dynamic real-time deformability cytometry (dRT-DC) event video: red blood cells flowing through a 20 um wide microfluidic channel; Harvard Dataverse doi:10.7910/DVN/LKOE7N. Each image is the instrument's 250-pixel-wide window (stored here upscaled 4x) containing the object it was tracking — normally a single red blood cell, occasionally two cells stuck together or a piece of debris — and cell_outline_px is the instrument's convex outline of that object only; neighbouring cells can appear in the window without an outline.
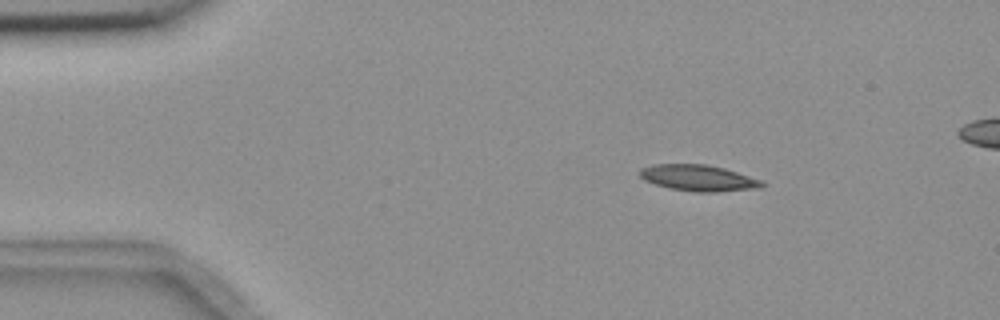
{"species": "common noctule bat (a hibernating species)", "species_latin": "Nyctalus noctula", "temperature_condition": "room temperature", "stored_images_in_passage": 5, "camera_frame_rate_fps": 3000, "um_per_image_px": 0.085, "animal": {"sex": "female", "body_mass_g": 18.4}, "frame": {"image": 1, "passage_image": 2, "time_ms": 2.333, "image_size_px": [1000, 320], "cell_outline_px": [[768, 184], [760, 188], [716, 192], [696, 192], [672, 188], [656, 184], [644, 180], [640, 176], [640, 168], [652, 164], [704, 164], [724, 168], [764, 180]], "centroid_in_image_um": [59.43, 15.12], "position_along_channel_um": 25.6, "area_um2": 18.73}}